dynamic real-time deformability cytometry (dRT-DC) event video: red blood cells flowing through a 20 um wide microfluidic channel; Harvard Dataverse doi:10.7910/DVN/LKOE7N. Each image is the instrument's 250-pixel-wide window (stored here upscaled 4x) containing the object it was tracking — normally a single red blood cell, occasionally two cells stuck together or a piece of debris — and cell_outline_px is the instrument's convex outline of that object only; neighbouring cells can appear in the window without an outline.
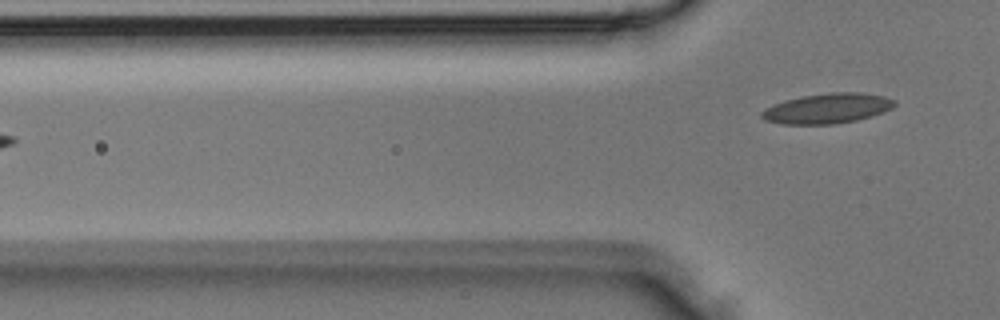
{"species": "Egyptian fruit bat (a non-hibernating species)", "species_latin": "Rousettus aegyptiacus", "temperature_condition": "room temperature", "stored_images_in_passage": 4, "camera_frame_rate_fps": 3000, "um_per_image_px": 0.085, "animal": {"sex": "male"}, "frame": {"image": 1, "passage_image": 4, "time_ms": 1.0, "image_size_px": [1000, 320], "cell_outline_px": [[896, 104], [892, 108], [884, 112], [872, 116], [856, 120], [832, 124], [780, 124], [764, 120], [760, 116], [760, 112], [764, 108], [772, 104], [784, 100], [800, 96], [832, 92], [860, 92], [884, 96], [896, 100]], "centroid_in_image_um": [70.3, 9.21], "position_along_channel_um": 55.5, "area_um2": 23.58}}